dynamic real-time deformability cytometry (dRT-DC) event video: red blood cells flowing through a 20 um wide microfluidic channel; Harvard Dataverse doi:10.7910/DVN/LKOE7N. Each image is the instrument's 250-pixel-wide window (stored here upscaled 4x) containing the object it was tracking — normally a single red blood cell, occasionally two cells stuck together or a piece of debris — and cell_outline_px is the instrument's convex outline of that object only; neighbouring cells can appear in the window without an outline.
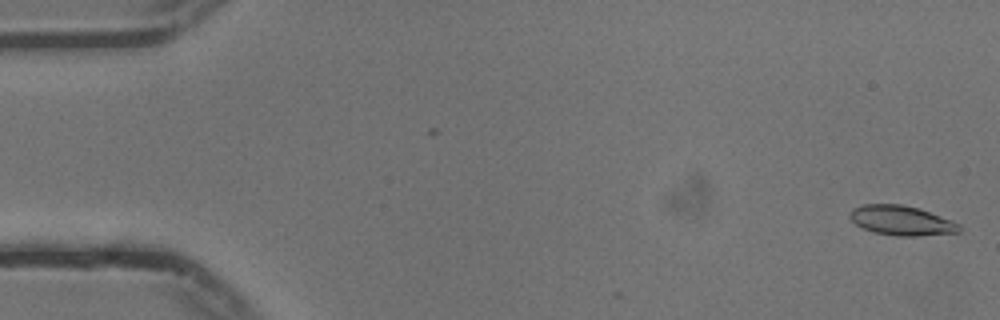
{"species": "common noctule bat (a hibernating species)", "species_latin": "Nyctalus noctula", "temperature_condition": "cold", "stored_images_in_passage": 55, "camera_frame_rate_fps": 3000, "um_per_image_px": 0.085, "animal": {"sex": "male", "body_mass_g": 13.3}, "frame": {"image": 1, "passage_image": 2, "time_ms": 0.333, "image_size_px": [1000, 320], "cell_outline_px": [[960, 232], [920, 236], [896, 236], [872, 232], [856, 224], [848, 216], [852, 208], [864, 204], [900, 204], [920, 208], [952, 220], [960, 224]], "centroid_in_image_um": [76.63, 18.74], "position_along_channel_um": 8.4, "area_um2": 19.07}}
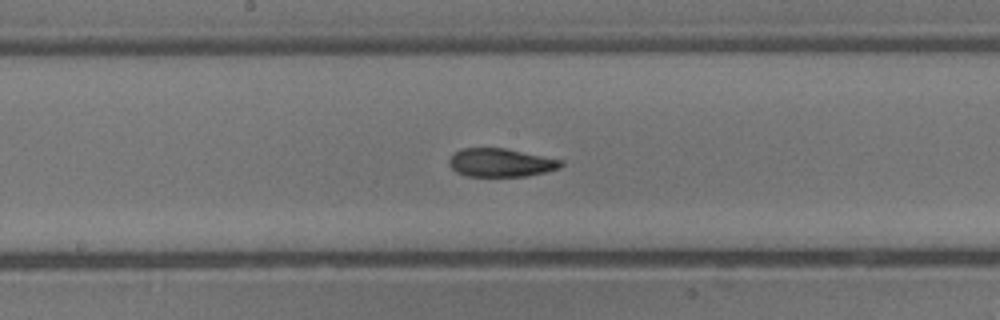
{"frame": {"image": 2, "passage_image": 29, "time_ms": 9.333, "image_size_px": [1000, 320], "cell_outline_px": [[564, 164], [560, 168], [528, 176], [464, 176], [456, 172], [448, 164], [448, 160], [452, 152], [460, 148], [504, 148], [564, 160]], "centroid_in_image_um": [42.53, 13.82], "position_along_channel_um": 205.7, "area_um2": 18.73}}
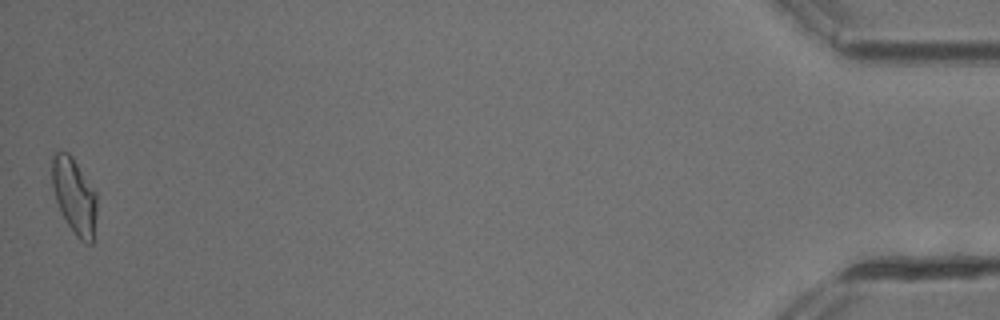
{"frame": {"image": 3, "passage_image": 55, "time_ms": 18.0, "image_size_px": [1000, 320], "cell_outline_px": [[96, 216], [92, 244], [84, 244], [76, 236], [60, 212], [52, 188], [52, 156], [56, 152], [68, 152], [72, 156], [96, 192]], "centroid_in_image_um": [6.31, 16.68], "position_along_channel_um": 428.9, "area_um2": 19.83}, "authors_computed_cell_mechanics": {"area_um2": 18.9584, "velocity_mm_per_s": 3.7416, "shape_relaxation_time_tau1_ms": 3.9817, "shape_relaxation_time_tau2_ms": 2.1922, "deformation_change_tau1": 0.1516, "deformation_change_tau2": 0.0933}}